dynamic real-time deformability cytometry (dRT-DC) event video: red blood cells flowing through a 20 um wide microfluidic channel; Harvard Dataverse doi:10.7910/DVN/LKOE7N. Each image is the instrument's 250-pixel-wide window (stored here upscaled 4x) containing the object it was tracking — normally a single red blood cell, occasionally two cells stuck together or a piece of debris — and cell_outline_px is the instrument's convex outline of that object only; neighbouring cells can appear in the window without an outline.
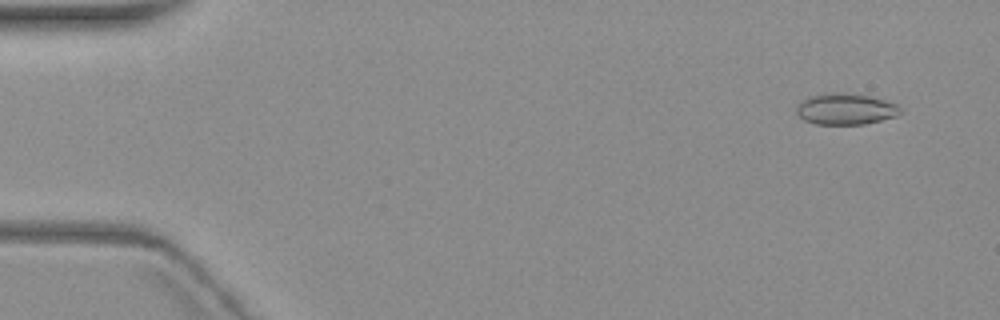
{"species": "common noctule bat (a hibernating species)", "species_latin": "Nyctalus noctula", "temperature_condition": "warm", "stored_images_in_passage": 4, "camera_frame_rate_fps": 3000, "um_per_image_px": 0.085, "animal": {"sex": "female", "body_mass_g": 19.3, "forearm_length_mm": 54.1}, "frame": {"image": 1, "passage_image": 1, "time_ms": 0.0, "image_size_px": [1000, 320], "cell_outline_px": [[900, 112], [896, 116], [864, 124], [816, 124], [804, 120], [796, 112], [796, 108], [808, 96], [828, 92], [840, 92], [868, 96], [884, 100], [896, 104], [900, 108]], "centroid_in_image_um": [71.85, 9.26], "position_along_channel_um": 13.1, "area_um2": 18.67}}